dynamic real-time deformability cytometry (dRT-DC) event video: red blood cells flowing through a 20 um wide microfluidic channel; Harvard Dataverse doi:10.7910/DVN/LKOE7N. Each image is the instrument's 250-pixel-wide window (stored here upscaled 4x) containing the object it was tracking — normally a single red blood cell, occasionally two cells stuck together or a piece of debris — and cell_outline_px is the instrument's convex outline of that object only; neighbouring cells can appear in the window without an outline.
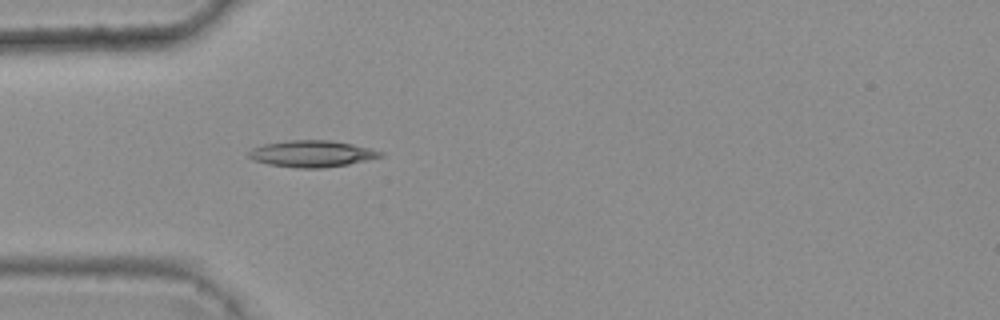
{"species": "common noctule bat (a hibernating species)", "species_latin": "Nyctalus noctula", "temperature_condition": "warm", "stored_images_in_passage": 3, "camera_frame_rate_fps": 3000, "um_per_image_px": 0.085, "animal": {"sex": "female", "body_mass_g": 25.1}, "frame": {"image": 1, "passage_image": 3, "time_ms": 0.667, "image_size_px": [1000, 320], "cell_outline_px": [[384, 156], [348, 164], [320, 168], [296, 168], [268, 164], [252, 160], [248, 156], [248, 152], [252, 148], [264, 144], [288, 140], [328, 140], [352, 144], [372, 148], [384, 152]], "centroid_in_image_um": [26.51, 13.06], "position_along_channel_um": 58.5, "area_um2": 20.4}}